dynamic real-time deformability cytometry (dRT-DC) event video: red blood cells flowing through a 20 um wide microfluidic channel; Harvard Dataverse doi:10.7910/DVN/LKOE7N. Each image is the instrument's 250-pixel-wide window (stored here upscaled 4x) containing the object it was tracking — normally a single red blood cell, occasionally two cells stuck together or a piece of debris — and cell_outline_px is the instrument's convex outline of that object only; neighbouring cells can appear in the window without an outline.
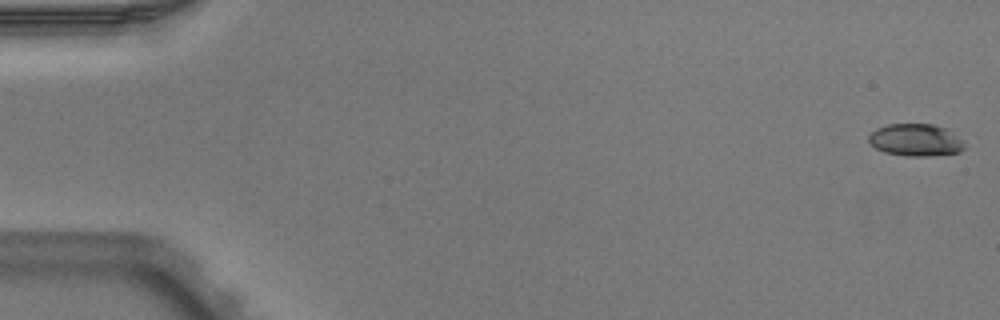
{"species": "Egyptian fruit bat (a non-hibernating species)", "species_latin": "Rousettus aegyptiacus", "temperature_condition": "warm", "stored_images_in_passage": 5, "camera_frame_rate_fps": 3000, "um_per_image_px": 0.085, "animal": {"sex": "male"}, "frame": {"image": 1, "passage_image": 1, "time_ms": 0.0, "image_size_px": [1000, 320], "cell_outline_px": [[968, 148], [960, 152], [928, 156], [904, 156], [884, 152], [876, 148], [868, 140], [868, 136], [876, 128], [888, 124], [932, 124], [948, 128], [964, 140]], "centroid_in_image_um": [77.9, 11.9], "position_along_channel_um": 7.1, "area_um2": 18.38}}
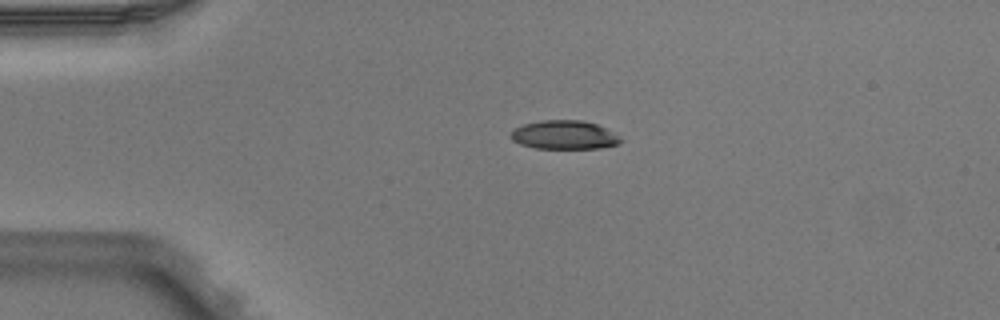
{"frame": {"image": 2, "passage_image": 4, "time_ms": 1.0, "image_size_px": [1000, 320], "cell_outline_px": [[624, 140], [620, 144], [600, 148], [536, 148], [520, 144], [512, 140], [508, 136], [508, 132], [524, 124], [540, 120], [584, 120], [596, 124], [604, 128]], "centroid_in_image_um": [47.92, 11.47], "position_along_channel_um": 37.1, "area_um2": 18.44}}